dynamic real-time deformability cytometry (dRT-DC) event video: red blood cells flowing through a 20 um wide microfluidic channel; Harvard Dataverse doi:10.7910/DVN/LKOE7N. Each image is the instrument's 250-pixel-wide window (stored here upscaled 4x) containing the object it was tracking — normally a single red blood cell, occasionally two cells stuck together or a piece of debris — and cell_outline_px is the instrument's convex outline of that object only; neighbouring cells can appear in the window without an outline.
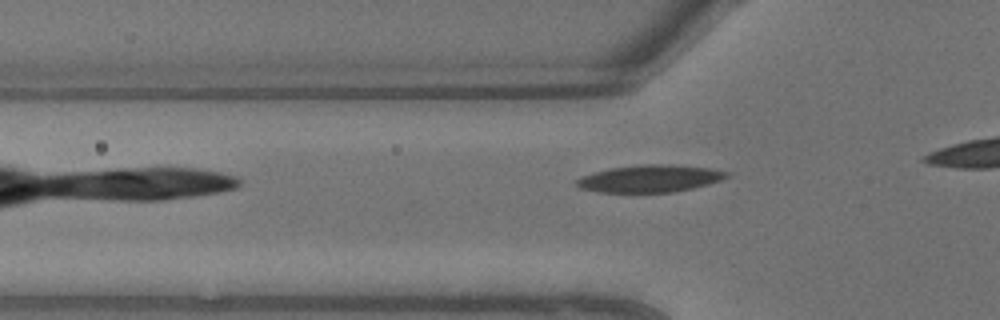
{"species": "common noctule bat (a hibernating species)", "species_latin": "Nyctalus noctula", "temperature_condition": "warm", "stored_images_in_passage": 3, "camera_frame_rate_fps": 3000, "um_per_image_px": 0.085, "animal": {"sex": "male", "body_mass_g": 13.3}, "frame": {"image": 1, "passage_image": 3, "time_ms": 0.667, "image_size_px": [1000, 320], "cell_outline_px": [[732, 176], [708, 184], [692, 188], [672, 192], [600, 192], [580, 188], [576, 184], [576, 180], [584, 176], [596, 172], [612, 168], [640, 164], [664, 164], [708, 168], [728, 172]], "centroid_in_image_um": [55.27, 15.18], "position_along_channel_um": 70.5, "area_um2": 23.47}}